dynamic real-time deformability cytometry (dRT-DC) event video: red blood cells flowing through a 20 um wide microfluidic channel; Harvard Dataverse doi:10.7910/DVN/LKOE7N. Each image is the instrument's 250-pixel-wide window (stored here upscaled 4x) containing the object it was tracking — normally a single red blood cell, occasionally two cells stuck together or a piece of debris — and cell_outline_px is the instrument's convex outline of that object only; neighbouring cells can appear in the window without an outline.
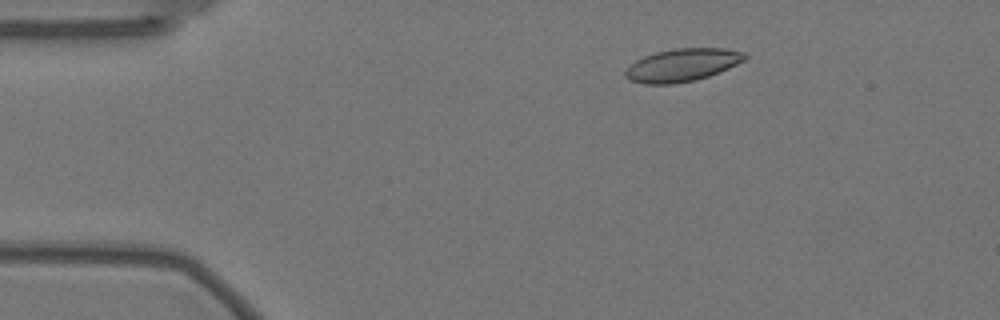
{"species": "Egyptian fruit bat (a non-hibernating species)", "species_latin": "Rousettus aegyptiacus", "temperature_condition": "warm", "stored_images_in_passage": 58, "camera_frame_rate_fps": 3000, "um_per_image_px": 0.085, "animal": {"sex": "female"}, "frame": {"image": 1, "passage_image": 10, "time_ms": 3.0, "image_size_px": [1000, 320], "cell_outline_px": [[748, 56], [744, 60], [728, 68], [708, 76], [696, 80], [672, 84], [644, 84], [632, 80], [624, 76], [624, 72], [636, 60], [644, 56], [656, 52], [676, 48], [724, 48], [744, 52]], "centroid_in_image_um": [57.99, 5.52], "position_along_channel_um": 27.0, "area_um2": 22.66}}
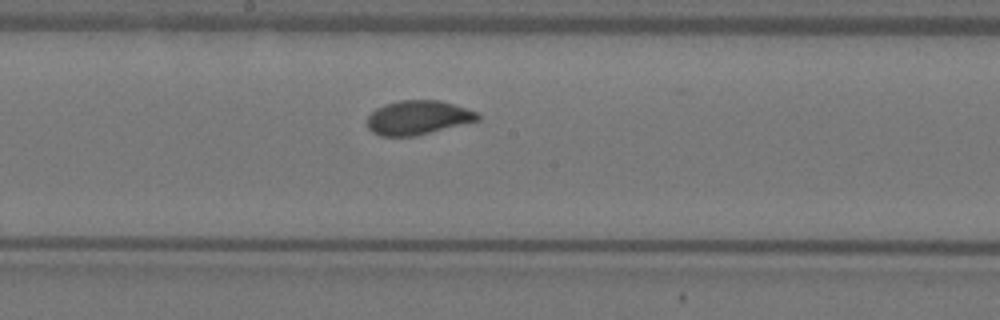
{"frame": {"image": 2, "passage_image": 31, "time_ms": 10.0, "image_size_px": [1000, 320], "cell_outline_px": [[480, 120], [416, 136], [380, 136], [372, 132], [368, 128], [368, 116], [376, 108], [384, 104], [400, 100], [440, 100], [476, 112], [480, 116]], "centroid_in_image_um": [35.51, 10.0], "position_along_channel_um": 212.7, "area_um2": 21.91}}
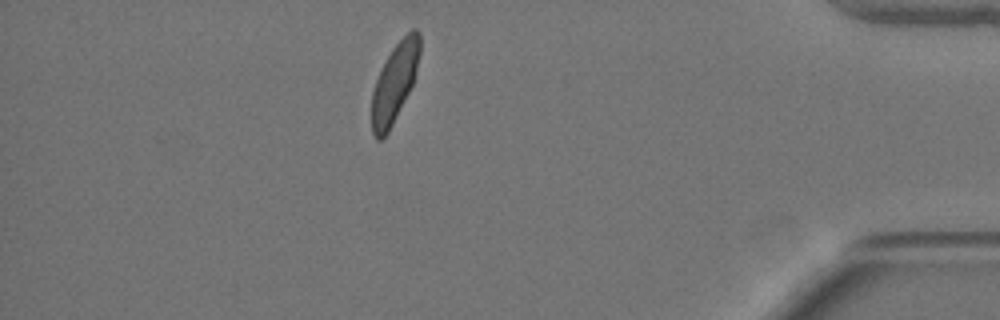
{"frame": {"image": 3, "passage_image": 51, "time_ms": 16.667, "image_size_px": [1000, 320], "cell_outline_px": [[420, 52], [412, 84], [388, 132], [380, 140], [376, 140], [372, 132], [372, 92], [376, 80], [392, 48], [412, 28], [416, 28], [420, 32]], "centroid_in_image_um": [33.54, 7.01], "position_along_channel_um": 401.7, "area_um2": 21.44}, "authors_computed_cell_mechanics": {"area_um2": 22.2241, "velocity_mm_per_s": 3.4964, "shape_relaxation_time_tau1_ms": 6.1592, "shape_relaxation_time_tau2_ms": null, "deformation_change_tau1": 0.1467, "deformation_change_tau2": null}}